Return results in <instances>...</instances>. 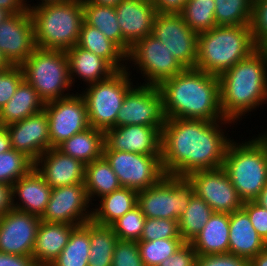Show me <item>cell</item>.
Here are the masks:
<instances>
[{"mask_svg":"<svg viewBox=\"0 0 267 266\" xmlns=\"http://www.w3.org/2000/svg\"><path fill=\"white\" fill-rule=\"evenodd\" d=\"M158 239H182L179 235L178 221L161 218H146L139 241H154Z\"/></svg>","mask_w":267,"mask_h":266,"instance_id":"obj_42","label":"cell"},{"mask_svg":"<svg viewBox=\"0 0 267 266\" xmlns=\"http://www.w3.org/2000/svg\"><path fill=\"white\" fill-rule=\"evenodd\" d=\"M42 2H37L39 4H34L31 6L30 4H28L27 0H26V5H27V8L30 9L31 7H35V6H40V5H43V4H47V3H57V2H68L70 0H40Z\"/></svg>","mask_w":267,"mask_h":266,"instance_id":"obj_57","label":"cell"},{"mask_svg":"<svg viewBox=\"0 0 267 266\" xmlns=\"http://www.w3.org/2000/svg\"><path fill=\"white\" fill-rule=\"evenodd\" d=\"M103 150L161 155V132L144 125L116 126L104 132Z\"/></svg>","mask_w":267,"mask_h":266,"instance_id":"obj_19","label":"cell"},{"mask_svg":"<svg viewBox=\"0 0 267 266\" xmlns=\"http://www.w3.org/2000/svg\"><path fill=\"white\" fill-rule=\"evenodd\" d=\"M229 222L230 254L250 260L267 247V244L258 235L249 216L242 208L229 214Z\"/></svg>","mask_w":267,"mask_h":266,"instance_id":"obj_25","label":"cell"},{"mask_svg":"<svg viewBox=\"0 0 267 266\" xmlns=\"http://www.w3.org/2000/svg\"><path fill=\"white\" fill-rule=\"evenodd\" d=\"M11 65L8 61L4 58L3 54L0 52V71H3L9 68Z\"/></svg>","mask_w":267,"mask_h":266,"instance_id":"obj_59","label":"cell"},{"mask_svg":"<svg viewBox=\"0 0 267 266\" xmlns=\"http://www.w3.org/2000/svg\"><path fill=\"white\" fill-rule=\"evenodd\" d=\"M45 102L37 91L23 79L11 99L0 109V126L19 122L44 109Z\"/></svg>","mask_w":267,"mask_h":266,"instance_id":"obj_28","label":"cell"},{"mask_svg":"<svg viewBox=\"0 0 267 266\" xmlns=\"http://www.w3.org/2000/svg\"><path fill=\"white\" fill-rule=\"evenodd\" d=\"M104 144V131L90 126L56 148L86 165L102 157Z\"/></svg>","mask_w":267,"mask_h":266,"instance_id":"obj_31","label":"cell"},{"mask_svg":"<svg viewBox=\"0 0 267 266\" xmlns=\"http://www.w3.org/2000/svg\"><path fill=\"white\" fill-rule=\"evenodd\" d=\"M188 0H152L157 13L180 14Z\"/></svg>","mask_w":267,"mask_h":266,"instance_id":"obj_49","label":"cell"},{"mask_svg":"<svg viewBox=\"0 0 267 266\" xmlns=\"http://www.w3.org/2000/svg\"><path fill=\"white\" fill-rule=\"evenodd\" d=\"M136 83L126 94L117 114L116 126L144 125L160 132L166 123L163 97L158 86Z\"/></svg>","mask_w":267,"mask_h":266,"instance_id":"obj_12","label":"cell"},{"mask_svg":"<svg viewBox=\"0 0 267 266\" xmlns=\"http://www.w3.org/2000/svg\"><path fill=\"white\" fill-rule=\"evenodd\" d=\"M40 217L12 208L0 217V252L32 256Z\"/></svg>","mask_w":267,"mask_h":266,"instance_id":"obj_17","label":"cell"},{"mask_svg":"<svg viewBox=\"0 0 267 266\" xmlns=\"http://www.w3.org/2000/svg\"><path fill=\"white\" fill-rule=\"evenodd\" d=\"M194 195L186 177L165 175L158 183L138 191V206L146 218L179 220Z\"/></svg>","mask_w":267,"mask_h":266,"instance_id":"obj_9","label":"cell"},{"mask_svg":"<svg viewBox=\"0 0 267 266\" xmlns=\"http://www.w3.org/2000/svg\"><path fill=\"white\" fill-rule=\"evenodd\" d=\"M29 11L37 48L66 51L77 45L84 22L82 0L47 3Z\"/></svg>","mask_w":267,"mask_h":266,"instance_id":"obj_6","label":"cell"},{"mask_svg":"<svg viewBox=\"0 0 267 266\" xmlns=\"http://www.w3.org/2000/svg\"><path fill=\"white\" fill-rule=\"evenodd\" d=\"M98 205L91 209V220L100 225L110 226L119 217L138 205V191L121 187L100 198Z\"/></svg>","mask_w":267,"mask_h":266,"instance_id":"obj_30","label":"cell"},{"mask_svg":"<svg viewBox=\"0 0 267 266\" xmlns=\"http://www.w3.org/2000/svg\"><path fill=\"white\" fill-rule=\"evenodd\" d=\"M255 202L259 204L261 207L267 209V183L265 187L262 189V191L260 192Z\"/></svg>","mask_w":267,"mask_h":266,"instance_id":"obj_55","label":"cell"},{"mask_svg":"<svg viewBox=\"0 0 267 266\" xmlns=\"http://www.w3.org/2000/svg\"><path fill=\"white\" fill-rule=\"evenodd\" d=\"M35 167V162L24 153L10 149L0 153V183L12 186Z\"/></svg>","mask_w":267,"mask_h":266,"instance_id":"obj_39","label":"cell"},{"mask_svg":"<svg viewBox=\"0 0 267 266\" xmlns=\"http://www.w3.org/2000/svg\"><path fill=\"white\" fill-rule=\"evenodd\" d=\"M111 266H145L140 257L137 241L118 239Z\"/></svg>","mask_w":267,"mask_h":266,"instance_id":"obj_44","label":"cell"},{"mask_svg":"<svg viewBox=\"0 0 267 266\" xmlns=\"http://www.w3.org/2000/svg\"><path fill=\"white\" fill-rule=\"evenodd\" d=\"M35 168L52 189L84 183L85 164L57 148L44 152L35 161Z\"/></svg>","mask_w":267,"mask_h":266,"instance_id":"obj_22","label":"cell"},{"mask_svg":"<svg viewBox=\"0 0 267 266\" xmlns=\"http://www.w3.org/2000/svg\"><path fill=\"white\" fill-rule=\"evenodd\" d=\"M84 21L101 31L109 40L114 42L126 55L131 46L123 39L120 25L117 21L115 7L98 5L82 1Z\"/></svg>","mask_w":267,"mask_h":266,"instance_id":"obj_32","label":"cell"},{"mask_svg":"<svg viewBox=\"0 0 267 266\" xmlns=\"http://www.w3.org/2000/svg\"><path fill=\"white\" fill-rule=\"evenodd\" d=\"M213 209L195 194L191 197L188 208L178 220L179 235L185 242H191L203 229L213 214Z\"/></svg>","mask_w":267,"mask_h":266,"instance_id":"obj_36","label":"cell"},{"mask_svg":"<svg viewBox=\"0 0 267 266\" xmlns=\"http://www.w3.org/2000/svg\"><path fill=\"white\" fill-rule=\"evenodd\" d=\"M127 62L134 64V68L143 74L144 85L159 86L185 69L165 44L153 35L138 40L131 47Z\"/></svg>","mask_w":267,"mask_h":266,"instance_id":"obj_10","label":"cell"},{"mask_svg":"<svg viewBox=\"0 0 267 266\" xmlns=\"http://www.w3.org/2000/svg\"><path fill=\"white\" fill-rule=\"evenodd\" d=\"M128 68L116 71L109 78L87 85L81 95L87 105L88 122L91 127L106 131L116 127L117 114L127 92L134 86Z\"/></svg>","mask_w":267,"mask_h":266,"instance_id":"obj_8","label":"cell"},{"mask_svg":"<svg viewBox=\"0 0 267 266\" xmlns=\"http://www.w3.org/2000/svg\"><path fill=\"white\" fill-rule=\"evenodd\" d=\"M214 0H188L180 15L197 34L216 27Z\"/></svg>","mask_w":267,"mask_h":266,"instance_id":"obj_38","label":"cell"},{"mask_svg":"<svg viewBox=\"0 0 267 266\" xmlns=\"http://www.w3.org/2000/svg\"><path fill=\"white\" fill-rule=\"evenodd\" d=\"M146 217L137 205L110 226L119 240L139 241L144 229Z\"/></svg>","mask_w":267,"mask_h":266,"instance_id":"obj_41","label":"cell"},{"mask_svg":"<svg viewBox=\"0 0 267 266\" xmlns=\"http://www.w3.org/2000/svg\"><path fill=\"white\" fill-rule=\"evenodd\" d=\"M259 1H262V0H250V2H251L252 5L255 4V3H257V2H259Z\"/></svg>","mask_w":267,"mask_h":266,"instance_id":"obj_60","label":"cell"},{"mask_svg":"<svg viewBox=\"0 0 267 266\" xmlns=\"http://www.w3.org/2000/svg\"><path fill=\"white\" fill-rule=\"evenodd\" d=\"M0 266H38L32 256L0 252Z\"/></svg>","mask_w":267,"mask_h":266,"instance_id":"obj_50","label":"cell"},{"mask_svg":"<svg viewBox=\"0 0 267 266\" xmlns=\"http://www.w3.org/2000/svg\"><path fill=\"white\" fill-rule=\"evenodd\" d=\"M222 167L240 199L255 201L267 183V131L248 141L237 143L233 139Z\"/></svg>","mask_w":267,"mask_h":266,"instance_id":"obj_5","label":"cell"},{"mask_svg":"<svg viewBox=\"0 0 267 266\" xmlns=\"http://www.w3.org/2000/svg\"><path fill=\"white\" fill-rule=\"evenodd\" d=\"M250 28L256 48L267 50V0L253 4Z\"/></svg>","mask_w":267,"mask_h":266,"instance_id":"obj_43","label":"cell"},{"mask_svg":"<svg viewBox=\"0 0 267 266\" xmlns=\"http://www.w3.org/2000/svg\"><path fill=\"white\" fill-rule=\"evenodd\" d=\"M186 178L193 185L194 194L202 198L213 212L230 214L242 208L243 201L223 167L194 171Z\"/></svg>","mask_w":267,"mask_h":266,"instance_id":"obj_15","label":"cell"},{"mask_svg":"<svg viewBox=\"0 0 267 266\" xmlns=\"http://www.w3.org/2000/svg\"><path fill=\"white\" fill-rule=\"evenodd\" d=\"M90 230L83 224L76 226L67 245L50 266H88Z\"/></svg>","mask_w":267,"mask_h":266,"instance_id":"obj_35","label":"cell"},{"mask_svg":"<svg viewBox=\"0 0 267 266\" xmlns=\"http://www.w3.org/2000/svg\"><path fill=\"white\" fill-rule=\"evenodd\" d=\"M242 209L249 216L258 235L267 244V209L261 207L255 201L243 202Z\"/></svg>","mask_w":267,"mask_h":266,"instance_id":"obj_47","label":"cell"},{"mask_svg":"<svg viewBox=\"0 0 267 266\" xmlns=\"http://www.w3.org/2000/svg\"><path fill=\"white\" fill-rule=\"evenodd\" d=\"M216 26L250 25L252 7L250 0H214Z\"/></svg>","mask_w":267,"mask_h":266,"instance_id":"obj_37","label":"cell"},{"mask_svg":"<svg viewBox=\"0 0 267 266\" xmlns=\"http://www.w3.org/2000/svg\"><path fill=\"white\" fill-rule=\"evenodd\" d=\"M255 50L250 25L216 26L198 34L195 68L220 76Z\"/></svg>","mask_w":267,"mask_h":266,"instance_id":"obj_4","label":"cell"},{"mask_svg":"<svg viewBox=\"0 0 267 266\" xmlns=\"http://www.w3.org/2000/svg\"><path fill=\"white\" fill-rule=\"evenodd\" d=\"M90 205L84 183L56 187L52 189L40 219L42 222L83 225L91 221Z\"/></svg>","mask_w":267,"mask_h":266,"instance_id":"obj_16","label":"cell"},{"mask_svg":"<svg viewBox=\"0 0 267 266\" xmlns=\"http://www.w3.org/2000/svg\"><path fill=\"white\" fill-rule=\"evenodd\" d=\"M20 66L24 79L45 103L72 95L66 51L36 48Z\"/></svg>","mask_w":267,"mask_h":266,"instance_id":"obj_7","label":"cell"},{"mask_svg":"<svg viewBox=\"0 0 267 266\" xmlns=\"http://www.w3.org/2000/svg\"><path fill=\"white\" fill-rule=\"evenodd\" d=\"M77 46L102 57L116 71L128 68L127 55L101 31L88 25L85 21L80 29Z\"/></svg>","mask_w":267,"mask_h":266,"instance_id":"obj_29","label":"cell"},{"mask_svg":"<svg viewBox=\"0 0 267 266\" xmlns=\"http://www.w3.org/2000/svg\"><path fill=\"white\" fill-rule=\"evenodd\" d=\"M6 128L12 148L24 153L34 162L50 149L49 120L44 109Z\"/></svg>","mask_w":267,"mask_h":266,"instance_id":"obj_20","label":"cell"},{"mask_svg":"<svg viewBox=\"0 0 267 266\" xmlns=\"http://www.w3.org/2000/svg\"><path fill=\"white\" fill-rule=\"evenodd\" d=\"M12 149L10 134L6 127L0 126V153Z\"/></svg>","mask_w":267,"mask_h":266,"instance_id":"obj_53","label":"cell"},{"mask_svg":"<svg viewBox=\"0 0 267 266\" xmlns=\"http://www.w3.org/2000/svg\"><path fill=\"white\" fill-rule=\"evenodd\" d=\"M229 214L214 212L199 234L190 242L197 256L229 253Z\"/></svg>","mask_w":267,"mask_h":266,"instance_id":"obj_27","label":"cell"},{"mask_svg":"<svg viewBox=\"0 0 267 266\" xmlns=\"http://www.w3.org/2000/svg\"><path fill=\"white\" fill-rule=\"evenodd\" d=\"M167 119L225 120L220 108L219 78L185 68L158 86Z\"/></svg>","mask_w":267,"mask_h":266,"instance_id":"obj_2","label":"cell"},{"mask_svg":"<svg viewBox=\"0 0 267 266\" xmlns=\"http://www.w3.org/2000/svg\"><path fill=\"white\" fill-rule=\"evenodd\" d=\"M225 124L234 122L228 119H167L161 131V159L165 174L186 177L194 171L222 167L233 140L224 132L227 129H222Z\"/></svg>","mask_w":267,"mask_h":266,"instance_id":"obj_1","label":"cell"},{"mask_svg":"<svg viewBox=\"0 0 267 266\" xmlns=\"http://www.w3.org/2000/svg\"><path fill=\"white\" fill-rule=\"evenodd\" d=\"M51 192L52 188L34 167L12 185V206L14 209L41 217Z\"/></svg>","mask_w":267,"mask_h":266,"instance_id":"obj_23","label":"cell"},{"mask_svg":"<svg viewBox=\"0 0 267 266\" xmlns=\"http://www.w3.org/2000/svg\"><path fill=\"white\" fill-rule=\"evenodd\" d=\"M36 48L29 9L12 14L0 24V52L10 65L20 66Z\"/></svg>","mask_w":267,"mask_h":266,"instance_id":"obj_18","label":"cell"},{"mask_svg":"<svg viewBox=\"0 0 267 266\" xmlns=\"http://www.w3.org/2000/svg\"><path fill=\"white\" fill-rule=\"evenodd\" d=\"M0 7L12 14L23 13L28 10L26 0H0Z\"/></svg>","mask_w":267,"mask_h":266,"instance_id":"obj_52","label":"cell"},{"mask_svg":"<svg viewBox=\"0 0 267 266\" xmlns=\"http://www.w3.org/2000/svg\"><path fill=\"white\" fill-rule=\"evenodd\" d=\"M84 186L91 207L94 204L92 201L122 187L117 175L103 156L85 165Z\"/></svg>","mask_w":267,"mask_h":266,"instance_id":"obj_33","label":"cell"},{"mask_svg":"<svg viewBox=\"0 0 267 266\" xmlns=\"http://www.w3.org/2000/svg\"><path fill=\"white\" fill-rule=\"evenodd\" d=\"M76 225L40 222L32 257L38 266H50L67 245Z\"/></svg>","mask_w":267,"mask_h":266,"instance_id":"obj_24","label":"cell"},{"mask_svg":"<svg viewBox=\"0 0 267 266\" xmlns=\"http://www.w3.org/2000/svg\"><path fill=\"white\" fill-rule=\"evenodd\" d=\"M197 253L190 242H185L173 255L159 266H195Z\"/></svg>","mask_w":267,"mask_h":266,"instance_id":"obj_48","label":"cell"},{"mask_svg":"<svg viewBox=\"0 0 267 266\" xmlns=\"http://www.w3.org/2000/svg\"><path fill=\"white\" fill-rule=\"evenodd\" d=\"M169 49L184 68H195L198 56V34L180 14L157 13L152 33Z\"/></svg>","mask_w":267,"mask_h":266,"instance_id":"obj_13","label":"cell"},{"mask_svg":"<svg viewBox=\"0 0 267 266\" xmlns=\"http://www.w3.org/2000/svg\"><path fill=\"white\" fill-rule=\"evenodd\" d=\"M90 230V255L88 266H111L118 238L111 226L87 221L84 224Z\"/></svg>","mask_w":267,"mask_h":266,"instance_id":"obj_34","label":"cell"},{"mask_svg":"<svg viewBox=\"0 0 267 266\" xmlns=\"http://www.w3.org/2000/svg\"><path fill=\"white\" fill-rule=\"evenodd\" d=\"M123 39L132 47L151 35L156 9L152 0H121L115 6Z\"/></svg>","mask_w":267,"mask_h":266,"instance_id":"obj_21","label":"cell"},{"mask_svg":"<svg viewBox=\"0 0 267 266\" xmlns=\"http://www.w3.org/2000/svg\"><path fill=\"white\" fill-rule=\"evenodd\" d=\"M184 243L183 239L137 241L140 257L145 266H159L163 260L173 255Z\"/></svg>","mask_w":267,"mask_h":266,"instance_id":"obj_40","label":"cell"},{"mask_svg":"<svg viewBox=\"0 0 267 266\" xmlns=\"http://www.w3.org/2000/svg\"><path fill=\"white\" fill-rule=\"evenodd\" d=\"M88 3L115 7L121 0H82Z\"/></svg>","mask_w":267,"mask_h":266,"instance_id":"obj_56","label":"cell"},{"mask_svg":"<svg viewBox=\"0 0 267 266\" xmlns=\"http://www.w3.org/2000/svg\"><path fill=\"white\" fill-rule=\"evenodd\" d=\"M12 208V186L0 183V217Z\"/></svg>","mask_w":267,"mask_h":266,"instance_id":"obj_51","label":"cell"},{"mask_svg":"<svg viewBox=\"0 0 267 266\" xmlns=\"http://www.w3.org/2000/svg\"><path fill=\"white\" fill-rule=\"evenodd\" d=\"M195 266H250L248 258L230 253L197 256Z\"/></svg>","mask_w":267,"mask_h":266,"instance_id":"obj_46","label":"cell"},{"mask_svg":"<svg viewBox=\"0 0 267 266\" xmlns=\"http://www.w3.org/2000/svg\"><path fill=\"white\" fill-rule=\"evenodd\" d=\"M44 110L49 120L50 148H56L71 136L90 127L85 99L78 92L46 102Z\"/></svg>","mask_w":267,"mask_h":266,"instance_id":"obj_14","label":"cell"},{"mask_svg":"<svg viewBox=\"0 0 267 266\" xmlns=\"http://www.w3.org/2000/svg\"><path fill=\"white\" fill-rule=\"evenodd\" d=\"M102 156L110 164L122 187L141 191L155 185L166 175L161 155L103 150Z\"/></svg>","mask_w":267,"mask_h":266,"instance_id":"obj_11","label":"cell"},{"mask_svg":"<svg viewBox=\"0 0 267 266\" xmlns=\"http://www.w3.org/2000/svg\"><path fill=\"white\" fill-rule=\"evenodd\" d=\"M250 266H267V247L250 259Z\"/></svg>","mask_w":267,"mask_h":266,"instance_id":"obj_54","label":"cell"},{"mask_svg":"<svg viewBox=\"0 0 267 266\" xmlns=\"http://www.w3.org/2000/svg\"><path fill=\"white\" fill-rule=\"evenodd\" d=\"M12 15L8 10L0 7V24Z\"/></svg>","mask_w":267,"mask_h":266,"instance_id":"obj_58","label":"cell"},{"mask_svg":"<svg viewBox=\"0 0 267 266\" xmlns=\"http://www.w3.org/2000/svg\"><path fill=\"white\" fill-rule=\"evenodd\" d=\"M218 78L222 114L236 123L267 103V50H255Z\"/></svg>","mask_w":267,"mask_h":266,"instance_id":"obj_3","label":"cell"},{"mask_svg":"<svg viewBox=\"0 0 267 266\" xmlns=\"http://www.w3.org/2000/svg\"><path fill=\"white\" fill-rule=\"evenodd\" d=\"M24 79L21 66L11 65L0 71V109L15 94L20 82Z\"/></svg>","mask_w":267,"mask_h":266,"instance_id":"obj_45","label":"cell"},{"mask_svg":"<svg viewBox=\"0 0 267 266\" xmlns=\"http://www.w3.org/2000/svg\"><path fill=\"white\" fill-rule=\"evenodd\" d=\"M69 61V77L74 86L75 79L86 86L109 78L116 70L102 57L75 45L66 50Z\"/></svg>","mask_w":267,"mask_h":266,"instance_id":"obj_26","label":"cell"}]
</instances>
